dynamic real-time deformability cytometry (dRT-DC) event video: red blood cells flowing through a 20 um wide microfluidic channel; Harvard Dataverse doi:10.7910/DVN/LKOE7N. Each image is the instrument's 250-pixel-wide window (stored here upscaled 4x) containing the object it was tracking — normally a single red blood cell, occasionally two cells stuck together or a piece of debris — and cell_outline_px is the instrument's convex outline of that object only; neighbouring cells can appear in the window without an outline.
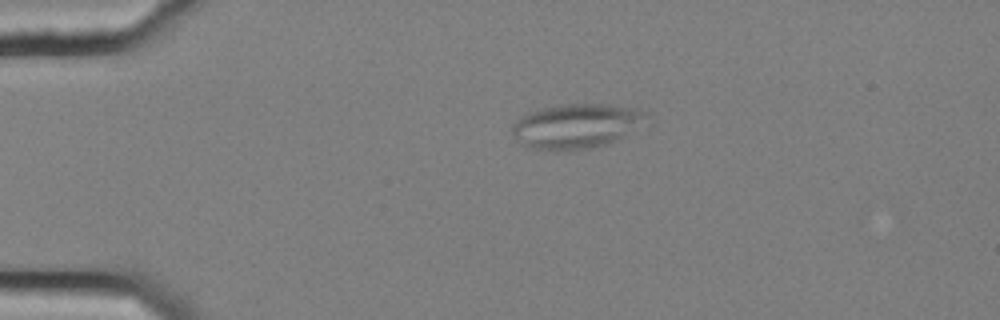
{"species": "common noctule bat (a hibernating species)", "species_latin": "Nyctalus noctula", "temperature_condition": "cold", "stored_images_in_passage": 48, "camera_frame_rate_fps": 3000, "um_per_image_px": 0.085, "animal": {"sex": "female", "body_mass_g": 25.1}, "frame": {"image": 1, "passage_image": 5, "time_ms": 1.333, "image_size_px": [1000, 320], "cell_outline_px": [[648, 116], [616, 140], [608, 144], [584, 148], [532, 148], [524, 144], [512, 132], [512, 124], [516, 120], [528, 112], [544, 108], [564, 104], [608, 104], [640, 108]], "centroid_in_image_um": [48.97, 10.66], "position_along_channel_um": 36.0, "area_um2": 33.47}}
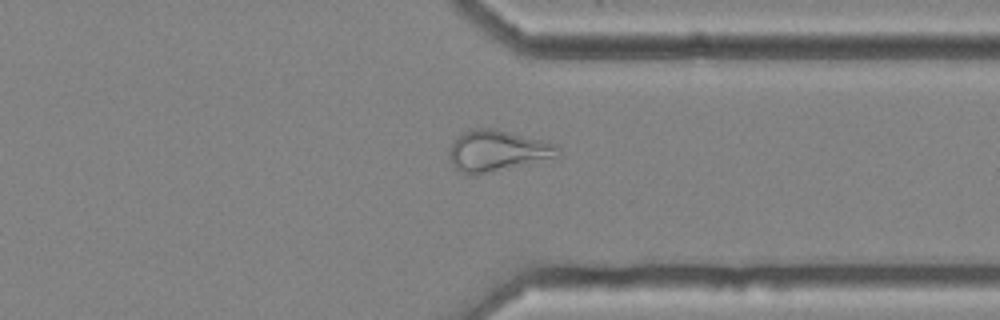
{"frame": {"image": 2, "passage_image": 36, "time_ms": 11.667, "image_size_px": [1000, 320], "cell_outline_px": [[560, 156], [472, 176], [460, 172], [452, 164], [448, 156], [448, 152], [452, 144], [464, 132], [480, 128], [492, 128], [544, 140], [556, 144], [560, 148]], "centroid_in_image_um": [42.28, 12.83], "position_along_channel_um": 369.1, "area_um2": 25.72}}
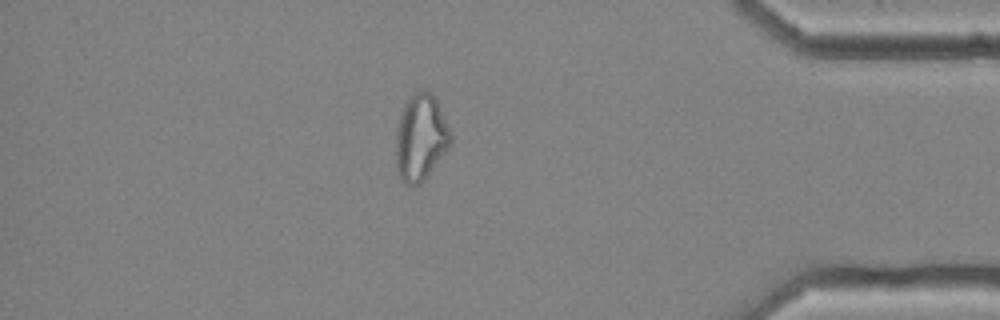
{"frame": {"image": 3, "passage_image": 41, "time_ms": 13.333, "image_size_px": [1000, 320], "cell_outline_px": [[452, 144], [428, 176], [416, 184], [404, 184], [400, 180], [396, 172], [396, 136], [400, 116], [404, 104], [416, 92], [424, 88], [436, 100], [452, 136]], "centroid_in_image_um": [35.75, 11.74], "position_along_channel_um": 399.4, "area_um2": 27.34}, "authors_computed_cell_mechanics": {"area_um2": 26.8192, "velocity_mm_per_s": 3.6619, "shape_relaxation_time_tau1_ms": null, "shape_relaxation_time_tau2_ms": 2.7103, "deformation_change_tau1": null, "deformation_change_tau2": 0.1076}}